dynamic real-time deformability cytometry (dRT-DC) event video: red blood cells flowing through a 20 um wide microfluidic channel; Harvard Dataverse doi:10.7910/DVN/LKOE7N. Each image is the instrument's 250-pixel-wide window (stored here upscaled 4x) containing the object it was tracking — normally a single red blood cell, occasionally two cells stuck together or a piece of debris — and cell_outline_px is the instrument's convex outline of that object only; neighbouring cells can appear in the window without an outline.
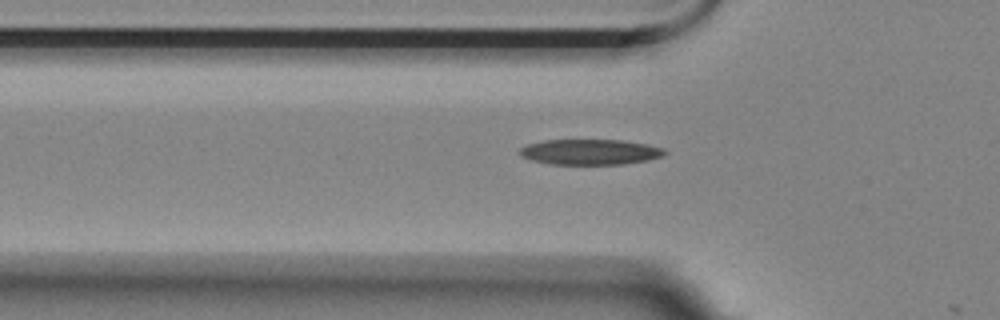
{"species": "Egyptian fruit bat (a non-hibernating species)", "species_latin": "Rousettus aegyptiacus", "temperature_condition": "room temperature", "stored_images_in_passage": 38, "camera_frame_rate_fps": 3000, "um_per_image_px": 0.085, "animal": {"sex": "female"}, "frame": {"image": 1, "passage_image": 4, "time_ms": 1.0, "image_size_px": [1000, 320], "cell_outline_px": [[668, 152], [664, 156], [648, 160], [624, 164], [548, 164], [532, 160], [520, 156], [516, 152], [520, 148], [528, 144], [544, 140], [624, 140], [648, 144], [664, 148]], "centroid_in_image_um": [50.17, 12.91], "position_along_channel_um": 75.6, "area_um2": 21.79}}
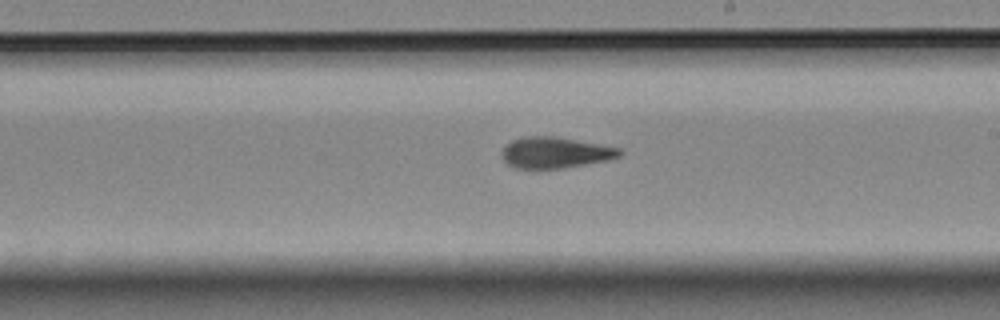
{"frame": {"image": 2, "passage_image": 18, "time_ms": 5.667, "image_size_px": [1000, 320], "cell_outline_px": [[624, 152], [620, 156], [608, 160], [564, 168], [516, 168], [508, 164], [504, 160], [500, 152], [512, 140], [524, 136], [552, 136], [624, 148]], "centroid_in_image_um": [47.24, 12.97], "position_along_channel_um": 241.8, "area_um2": 21.33}}
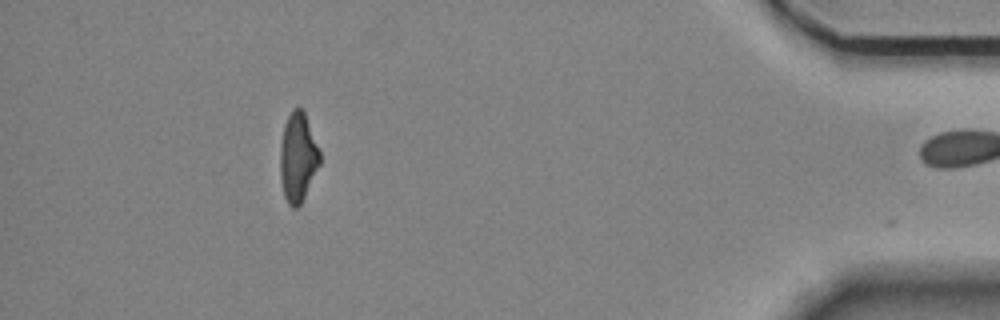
{"frame": {"image": 3, "passage_image": 37, "time_ms": 12.0, "image_size_px": [1000, 320], "cell_outline_px": [[320, 164], [300, 204], [296, 208], [292, 208], [288, 204], [284, 196], [280, 176], [280, 144], [284, 124], [292, 108], [300, 108], [304, 112], [320, 152]], "centroid_in_image_um": [25.3, 13.37], "position_along_channel_um": 409.9, "area_um2": 20.4}, "authors_computed_cell_mechanics": {"area_um2": 21.6461, "velocity_mm_per_s": 3.531, "shape_relaxation_time_tau1_ms": 6.4948, "shape_relaxation_time_tau2_ms": 2.727, "deformation_change_tau1": 0.2151, "deformation_change_tau2": 0.1208}}